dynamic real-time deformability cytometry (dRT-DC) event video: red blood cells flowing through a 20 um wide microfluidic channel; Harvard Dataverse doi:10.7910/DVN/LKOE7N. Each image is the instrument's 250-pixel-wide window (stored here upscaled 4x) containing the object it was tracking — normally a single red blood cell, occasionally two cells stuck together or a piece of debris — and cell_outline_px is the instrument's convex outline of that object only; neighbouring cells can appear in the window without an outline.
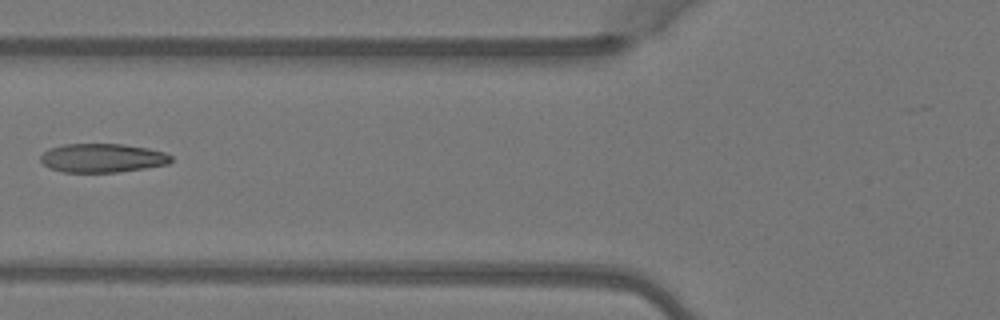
{"species": "Egyptian fruit bat (a non-hibernating species)", "species_latin": "Rousettus aegyptiacus", "temperature_condition": "warm", "stored_images_in_passage": 6, "camera_frame_rate_fps": 3000, "um_per_image_px": 0.085, "animal": {"sex": "female"}, "frame": {"image": 1, "passage_image": 6, "time_ms": 1.667, "image_size_px": [1000, 320], "cell_outline_px": [[172, 160], [168, 164], [144, 168], [116, 172], [64, 172], [52, 168], [44, 164], [40, 160], [40, 156], [48, 148], [64, 144], [120, 144], [148, 148], [164, 152], [172, 156]], "centroid_in_image_um": [8.7, 13.42], "position_along_channel_um": 117.1, "area_um2": 21.79}}